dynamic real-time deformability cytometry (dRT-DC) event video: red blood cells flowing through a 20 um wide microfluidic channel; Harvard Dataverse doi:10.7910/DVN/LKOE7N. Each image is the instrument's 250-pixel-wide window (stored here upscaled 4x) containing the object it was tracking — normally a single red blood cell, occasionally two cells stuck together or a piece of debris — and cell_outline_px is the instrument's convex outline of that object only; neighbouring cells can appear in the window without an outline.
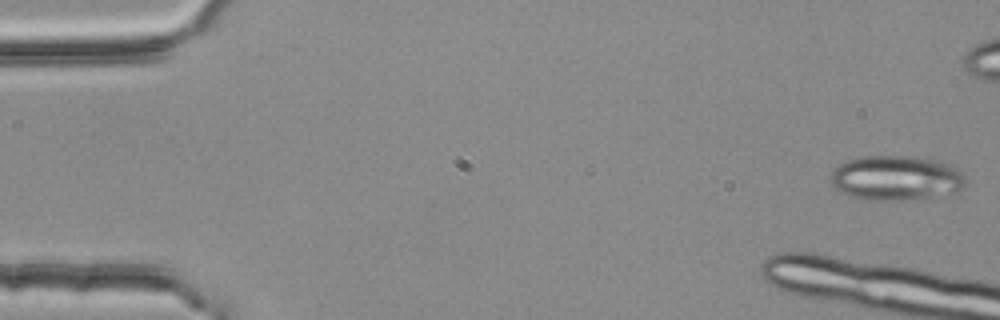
{"species": "common noctule bat (a hibernating species)", "species_latin": "Nyctalus noctula", "temperature_condition": "room temperature", "stored_images_in_passage": 13, "camera_frame_rate_fps": 3000, "um_per_image_px": 0.085, "animal": {"sex": "female", "body_mass_g": 25.1}, "frame": {"image": 1, "passage_image": 1, "time_ms": 0.0, "image_size_px": [1000, 320], "cell_outline_px": [[964, 188], [960, 192], [900, 200], [868, 200], [852, 196], [840, 192], [832, 184], [832, 172], [840, 164], [848, 160], [864, 156], [912, 156], [940, 160], [952, 164], [964, 176]], "centroid_in_image_um": [76.21, 15.12], "position_along_channel_um": 8.8, "area_um2": 35.08}}